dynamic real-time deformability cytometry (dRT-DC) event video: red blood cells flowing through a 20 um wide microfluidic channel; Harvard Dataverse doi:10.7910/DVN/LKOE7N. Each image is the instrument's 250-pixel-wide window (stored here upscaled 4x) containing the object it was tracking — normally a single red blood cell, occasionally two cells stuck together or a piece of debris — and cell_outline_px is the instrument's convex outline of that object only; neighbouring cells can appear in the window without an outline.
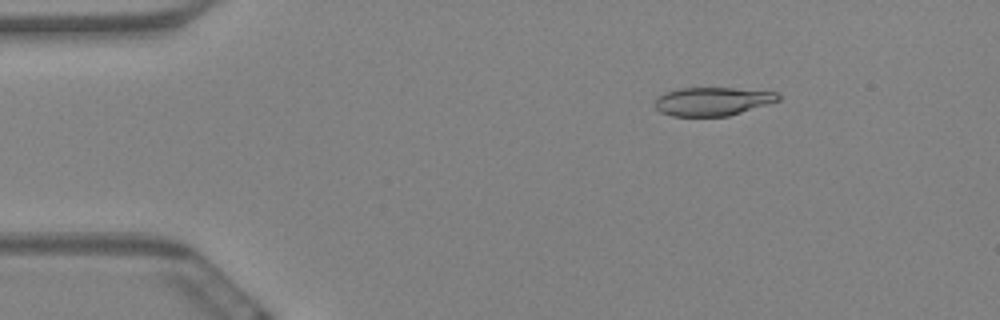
{"species": "Egyptian fruit bat (a non-hibernating species)", "species_latin": "Rousettus aegyptiacus", "temperature_condition": "warm", "stored_images_in_passage": 59, "camera_frame_rate_fps": 3000, "um_per_image_px": 0.085, "animal": {"sex": "female"}, "frame": {"image": 1, "passage_image": 9, "time_ms": 2.667, "image_size_px": [1000, 320], "cell_outline_px": [[780, 100], [768, 104], [728, 116], [672, 116], [660, 112], [652, 104], [656, 96], [664, 92], [676, 88], [732, 88], [776, 92], [780, 96]], "centroid_in_image_um": [60.49, 8.61], "position_along_channel_um": 24.5, "area_um2": 20.63}}
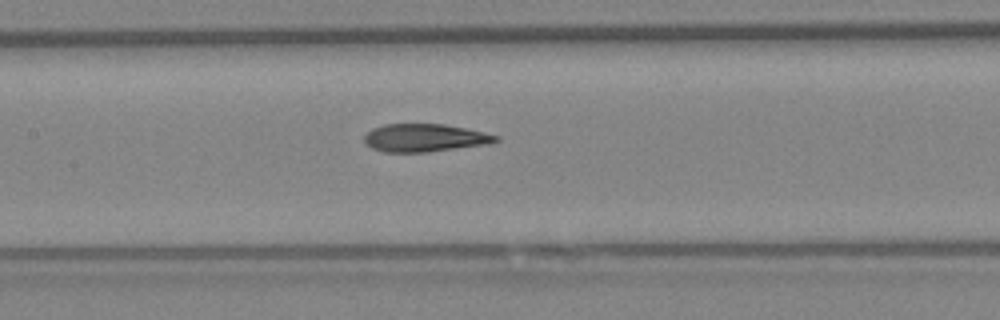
{"frame": {"image": 2, "passage_image": 28, "time_ms": 9.0, "image_size_px": [1000, 320], "cell_outline_px": [[500, 140], [488, 144], [424, 152], [384, 152], [372, 148], [364, 140], [364, 136], [372, 128], [384, 124], [444, 124], [484, 132], [500, 136]], "centroid_in_image_um": [36.1, 11.71], "position_along_channel_um": 171.3, "area_um2": 21.21}}
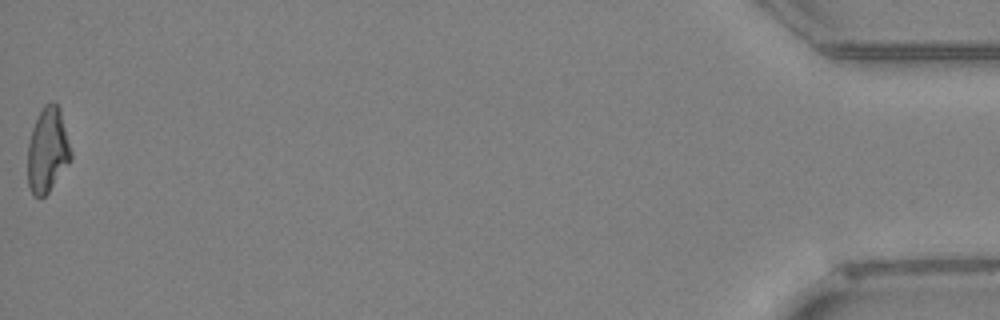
{"frame": {"image": 3, "passage_image": 59, "time_ms": 19.333, "image_size_px": [1000, 320], "cell_outline_px": [[72, 160], [48, 192], [40, 200], [32, 196], [28, 184], [28, 144], [32, 128], [44, 104], [52, 100], [60, 108], [72, 152]], "centroid_in_image_um": [4.05, 12.79], "position_along_channel_um": 431.2, "area_um2": 21.62}, "authors_computed_cell_mechanics": {"area_um2": 21.9062, "velocity_mm_per_s": 3.4922, "shape_relaxation_time_tau1_ms": null, "shape_relaxation_time_tau2_ms": 2.4071, "deformation_change_tau1": null, "deformation_change_tau2": 0.113}}